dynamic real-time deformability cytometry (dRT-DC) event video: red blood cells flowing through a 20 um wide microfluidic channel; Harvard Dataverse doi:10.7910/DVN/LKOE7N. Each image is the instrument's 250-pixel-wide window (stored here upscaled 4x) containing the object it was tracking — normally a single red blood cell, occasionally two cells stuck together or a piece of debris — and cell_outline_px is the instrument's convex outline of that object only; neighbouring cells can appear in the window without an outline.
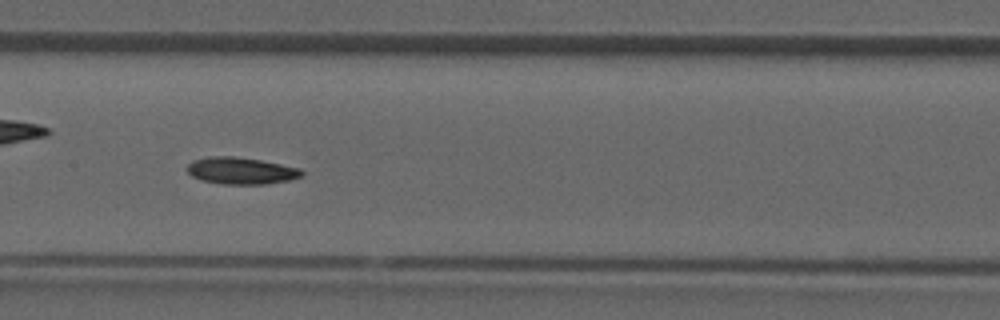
{"species": "common noctule bat (a hibernating species)", "species_latin": "Nyctalus noctula", "temperature_condition": "room temperature", "stored_images_in_passage": 33, "camera_frame_rate_fps": 3000, "um_per_image_px": 0.085, "animal": {"sex": "male", "forearm_length_mm": 52.5}, "frame": {"image": 1, "passage_image": 10, "time_ms": 3.0, "image_size_px": [1000, 320], "cell_outline_px": [[304, 176], [292, 180], [268, 184], [224, 184], [200, 180], [192, 176], [184, 168], [192, 160], [208, 156], [236, 156], [260, 160], [300, 168], [304, 172]], "centroid_in_image_um": [20.49, 14.51], "position_along_channel_um": 186.9, "area_um2": 18.26}}